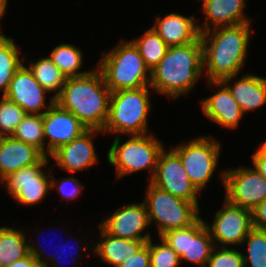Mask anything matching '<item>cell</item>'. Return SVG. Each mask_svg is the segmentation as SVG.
Instances as JSON below:
<instances>
[{"label": "cell", "mask_w": 266, "mask_h": 267, "mask_svg": "<svg viewBox=\"0 0 266 267\" xmlns=\"http://www.w3.org/2000/svg\"><path fill=\"white\" fill-rule=\"evenodd\" d=\"M250 26L251 22H246L201 33L203 69H207L208 81H222L239 74L248 54Z\"/></svg>", "instance_id": "6da1fadb"}, {"label": "cell", "mask_w": 266, "mask_h": 267, "mask_svg": "<svg viewBox=\"0 0 266 267\" xmlns=\"http://www.w3.org/2000/svg\"><path fill=\"white\" fill-rule=\"evenodd\" d=\"M111 91L101 71L94 70L81 77H68L55 102L73 113L88 129L102 130L106 124Z\"/></svg>", "instance_id": "7a4b0ae2"}, {"label": "cell", "mask_w": 266, "mask_h": 267, "mask_svg": "<svg viewBox=\"0 0 266 267\" xmlns=\"http://www.w3.org/2000/svg\"><path fill=\"white\" fill-rule=\"evenodd\" d=\"M203 71V45L200 38L186 45L171 46L151 71L150 88L175 99L189 93Z\"/></svg>", "instance_id": "3957f363"}, {"label": "cell", "mask_w": 266, "mask_h": 267, "mask_svg": "<svg viewBox=\"0 0 266 267\" xmlns=\"http://www.w3.org/2000/svg\"><path fill=\"white\" fill-rule=\"evenodd\" d=\"M97 68L111 92L150 85L151 71L131 40L121 41L112 50L103 53Z\"/></svg>", "instance_id": "277c9868"}, {"label": "cell", "mask_w": 266, "mask_h": 267, "mask_svg": "<svg viewBox=\"0 0 266 267\" xmlns=\"http://www.w3.org/2000/svg\"><path fill=\"white\" fill-rule=\"evenodd\" d=\"M149 86L111 93L109 113L104 132L120 135L149 133L148 115L151 108Z\"/></svg>", "instance_id": "5b68a950"}, {"label": "cell", "mask_w": 266, "mask_h": 267, "mask_svg": "<svg viewBox=\"0 0 266 267\" xmlns=\"http://www.w3.org/2000/svg\"><path fill=\"white\" fill-rule=\"evenodd\" d=\"M130 138L121 143L116 136L108 151V162L115 166L117 178L149 170L150 182L155 174L157 159L164 149L163 143L151 133L128 135Z\"/></svg>", "instance_id": "8992f818"}, {"label": "cell", "mask_w": 266, "mask_h": 267, "mask_svg": "<svg viewBox=\"0 0 266 267\" xmlns=\"http://www.w3.org/2000/svg\"><path fill=\"white\" fill-rule=\"evenodd\" d=\"M147 187L144 203L149 223L156 222L159 236L170 230L188 227L200 218L199 203L178 198L151 182Z\"/></svg>", "instance_id": "52a82bcc"}, {"label": "cell", "mask_w": 266, "mask_h": 267, "mask_svg": "<svg viewBox=\"0 0 266 267\" xmlns=\"http://www.w3.org/2000/svg\"><path fill=\"white\" fill-rule=\"evenodd\" d=\"M221 145L210 136L196 137L171 149L179 156L190 181L201 193L218 167Z\"/></svg>", "instance_id": "ba28073f"}, {"label": "cell", "mask_w": 266, "mask_h": 267, "mask_svg": "<svg viewBox=\"0 0 266 267\" xmlns=\"http://www.w3.org/2000/svg\"><path fill=\"white\" fill-rule=\"evenodd\" d=\"M159 237L178 254L180 262L185 260L201 267H206L217 247L202 218L188 227L170 230Z\"/></svg>", "instance_id": "9c48e42d"}, {"label": "cell", "mask_w": 266, "mask_h": 267, "mask_svg": "<svg viewBox=\"0 0 266 267\" xmlns=\"http://www.w3.org/2000/svg\"><path fill=\"white\" fill-rule=\"evenodd\" d=\"M221 178L225 199L233 205L252 210L266 199V178L255 168L224 170Z\"/></svg>", "instance_id": "30bf717a"}, {"label": "cell", "mask_w": 266, "mask_h": 267, "mask_svg": "<svg viewBox=\"0 0 266 267\" xmlns=\"http://www.w3.org/2000/svg\"><path fill=\"white\" fill-rule=\"evenodd\" d=\"M48 163L49 157L45 156L39 163L11 173L1 183L6 184L8 193L20 204L40 203L51 189V169L48 172L42 170Z\"/></svg>", "instance_id": "8fae6325"}, {"label": "cell", "mask_w": 266, "mask_h": 267, "mask_svg": "<svg viewBox=\"0 0 266 267\" xmlns=\"http://www.w3.org/2000/svg\"><path fill=\"white\" fill-rule=\"evenodd\" d=\"M223 208L216 211L213 224L207 225L214 244L220 247L242 245L248 233L253 229L252 210L229 203L224 198ZM218 242V243H215Z\"/></svg>", "instance_id": "7c38bea8"}, {"label": "cell", "mask_w": 266, "mask_h": 267, "mask_svg": "<svg viewBox=\"0 0 266 267\" xmlns=\"http://www.w3.org/2000/svg\"><path fill=\"white\" fill-rule=\"evenodd\" d=\"M150 182L178 198L198 203L197 195L201 193L190 181L179 156L172 149H163L160 152L156 171Z\"/></svg>", "instance_id": "4fadbf2b"}, {"label": "cell", "mask_w": 266, "mask_h": 267, "mask_svg": "<svg viewBox=\"0 0 266 267\" xmlns=\"http://www.w3.org/2000/svg\"><path fill=\"white\" fill-rule=\"evenodd\" d=\"M46 93L48 91L36 81L29 68L23 64L12 77L4 96L19 105L27 114L43 115L55 103V97L52 96L46 108Z\"/></svg>", "instance_id": "5bb4252c"}, {"label": "cell", "mask_w": 266, "mask_h": 267, "mask_svg": "<svg viewBox=\"0 0 266 267\" xmlns=\"http://www.w3.org/2000/svg\"><path fill=\"white\" fill-rule=\"evenodd\" d=\"M88 128L71 112L56 102L43 114L44 139H48L46 156L60 146L74 141Z\"/></svg>", "instance_id": "9a60e30c"}, {"label": "cell", "mask_w": 266, "mask_h": 267, "mask_svg": "<svg viewBox=\"0 0 266 267\" xmlns=\"http://www.w3.org/2000/svg\"><path fill=\"white\" fill-rule=\"evenodd\" d=\"M109 235L118 238L134 239L147 243L151 236L142 235L150 226L144 202L124 205L99 224Z\"/></svg>", "instance_id": "2e32d148"}, {"label": "cell", "mask_w": 266, "mask_h": 267, "mask_svg": "<svg viewBox=\"0 0 266 267\" xmlns=\"http://www.w3.org/2000/svg\"><path fill=\"white\" fill-rule=\"evenodd\" d=\"M100 132L103 131L88 129L74 141L57 148L49 157L59 168L70 173L91 167L98 161L92 136Z\"/></svg>", "instance_id": "e0dca14e"}, {"label": "cell", "mask_w": 266, "mask_h": 267, "mask_svg": "<svg viewBox=\"0 0 266 267\" xmlns=\"http://www.w3.org/2000/svg\"><path fill=\"white\" fill-rule=\"evenodd\" d=\"M208 84L218 87V91L201 101L203 114L227 129H235L239 125L243 111L232 97L228 87L222 81H207Z\"/></svg>", "instance_id": "ac0fdd59"}, {"label": "cell", "mask_w": 266, "mask_h": 267, "mask_svg": "<svg viewBox=\"0 0 266 267\" xmlns=\"http://www.w3.org/2000/svg\"><path fill=\"white\" fill-rule=\"evenodd\" d=\"M45 155L36 147L13 136L0 137V181L11 173L39 163Z\"/></svg>", "instance_id": "d6986e66"}, {"label": "cell", "mask_w": 266, "mask_h": 267, "mask_svg": "<svg viewBox=\"0 0 266 267\" xmlns=\"http://www.w3.org/2000/svg\"><path fill=\"white\" fill-rule=\"evenodd\" d=\"M194 16L185 17L171 13L164 18L156 17L152 28L164 40L168 47L181 46L196 42L200 38L199 24Z\"/></svg>", "instance_id": "ffe728a7"}, {"label": "cell", "mask_w": 266, "mask_h": 267, "mask_svg": "<svg viewBox=\"0 0 266 267\" xmlns=\"http://www.w3.org/2000/svg\"><path fill=\"white\" fill-rule=\"evenodd\" d=\"M236 76L227 77L222 82L228 87L243 113L247 114L251 110L264 106L266 104V78L249 73L239 78L233 86L229 85Z\"/></svg>", "instance_id": "44dd1931"}, {"label": "cell", "mask_w": 266, "mask_h": 267, "mask_svg": "<svg viewBox=\"0 0 266 267\" xmlns=\"http://www.w3.org/2000/svg\"><path fill=\"white\" fill-rule=\"evenodd\" d=\"M245 3V0H209L202 4L206 20L202 23L203 27L198 26L200 33L211 30L209 22L214 28L251 22L250 18L243 13Z\"/></svg>", "instance_id": "7402d4cb"}, {"label": "cell", "mask_w": 266, "mask_h": 267, "mask_svg": "<svg viewBox=\"0 0 266 267\" xmlns=\"http://www.w3.org/2000/svg\"><path fill=\"white\" fill-rule=\"evenodd\" d=\"M100 240L92 250L102 261L113 267L120 266L123 262L134 256L136 252L145 244L144 241L118 238L109 235L99 224Z\"/></svg>", "instance_id": "603a6c76"}, {"label": "cell", "mask_w": 266, "mask_h": 267, "mask_svg": "<svg viewBox=\"0 0 266 267\" xmlns=\"http://www.w3.org/2000/svg\"><path fill=\"white\" fill-rule=\"evenodd\" d=\"M25 232L21 229L0 227V267H8L29 254Z\"/></svg>", "instance_id": "cb8c5ba5"}, {"label": "cell", "mask_w": 266, "mask_h": 267, "mask_svg": "<svg viewBox=\"0 0 266 267\" xmlns=\"http://www.w3.org/2000/svg\"><path fill=\"white\" fill-rule=\"evenodd\" d=\"M19 49L13 39L0 32V91L8 90L15 72L23 65L25 57L20 58Z\"/></svg>", "instance_id": "d4e9b609"}, {"label": "cell", "mask_w": 266, "mask_h": 267, "mask_svg": "<svg viewBox=\"0 0 266 267\" xmlns=\"http://www.w3.org/2000/svg\"><path fill=\"white\" fill-rule=\"evenodd\" d=\"M30 63L27 67L36 81L48 92H54L56 98L65 84L64 74L54 65L49 56L41 58L37 62L30 61Z\"/></svg>", "instance_id": "484cf974"}, {"label": "cell", "mask_w": 266, "mask_h": 267, "mask_svg": "<svg viewBox=\"0 0 266 267\" xmlns=\"http://www.w3.org/2000/svg\"><path fill=\"white\" fill-rule=\"evenodd\" d=\"M54 65L68 77H81L90 71L79 72L82 64V52L75 45L61 44L56 46L50 53Z\"/></svg>", "instance_id": "4316f807"}, {"label": "cell", "mask_w": 266, "mask_h": 267, "mask_svg": "<svg viewBox=\"0 0 266 267\" xmlns=\"http://www.w3.org/2000/svg\"><path fill=\"white\" fill-rule=\"evenodd\" d=\"M131 41L139 49L140 55L150 71L163 59L169 48L152 27L146 30L140 38Z\"/></svg>", "instance_id": "83f0119b"}, {"label": "cell", "mask_w": 266, "mask_h": 267, "mask_svg": "<svg viewBox=\"0 0 266 267\" xmlns=\"http://www.w3.org/2000/svg\"><path fill=\"white\" fill-rule=\"evenodd\" d=\"M12 136L39 149L46 156V140L43 132V115L27 114L17 125Z\"/></svg>", "instance_id": "f1b7e54d"}, {"label": "cell", "mask_w": 266, "mask_h": 267, "mask_svg": "<svg viewBox=\"0 0 266 267\" xmlns=\"http://www.w3.org/2000/svg\"><path fill=\"white\" fill-rule=\"evenodd\" d=\"M247 253L243 254L244 266L266 267V230L253 228L246 236Z\"/></svg>", "instance_id": "f546056e"}, {"label": "cell", "mask_w": 266, "mask_h": 267, "mask_svg": "<svg viewBox=\"0 0 266 267\" xmlns=\"http://www.w3.org/2000/svg\"><path fill=\"white\" fill-rule=\"evenodd\" d=\"M27 113L16 103L2 95L0 99V137L12 136Z\"/></svg>", "instance_id": "4dcf8cb0"}, {"label": "cell", "mask_w": 266, "mask_h": 267, "mask_svg": "<svg viewBox=\"0 0 266 267\" xmlns=\"http://www.w3.org/2000/svg\"><path fill=\"white\" fill-rule=\"evenodd\" d=\"M161 243L153 244L152 239L148 241L150 252V267H178L180 257L161 238Z\"/></svg>", "instance_id": "1f68e13d"}, {"label": "cell", "mask_w": 266, "mask_h": 267, "mask_svg": "<svg viewBox=\"0 0 266 267\" xmlns=\"http://www.w3.org/2000/svg\"><path fill=\"white\" fill-rule=\"evenodd\" d=\"M217 247L212 251L210 258L208 259L207 267H245L243 254L235 248Z\"/></svg>", "instance_id": "d6a6232c"}, {"label": "cell", "mask_w": 266, "mask_h": 267, "mask_svg": "<svg viewBox=\"0 0 266 267\" xmlns=\"http://www.w3.org/2000/svg\"><path fill=\"white\" fill-rule=\"evenodd\" d=\"M55 187H57L58 192L61 194L63 199L74 201V199L80 194L83 185L79 183L78 178L67 177L59 182V180H55L51 175V189Z\"/></svg>", "instance_id": "836d02e7"}, {"label": "cell", "mask_w": 266, "mask_h": 267, "mask_svg": "<svg viewBox=\"0 0 266 267\" xmlns=\"http://www.w3.org/2000/svg\"><path fill=\"white\" fill-rule=\"evenodd\" d=\"M118 267H150V252L148 242L145 243L134 256Z\"/></svg>", "instance_id": "e575fe53"}, {"label": "cell", "mask_w": 266, "mask_h": 267, "mask_svg": "<svg viewBox=\"0 0 266 267\" xmlns=\"http://www.w3.org/2000/svg\"><path fill=\"white\" fill-rule=\"evenodd\" d=\"M253 228L266 230V199L252 209Z\"/></svg>", "instance_id": "d590c367"}, {"label": "cell", "mask_w": 266, "mask_h": 267, "mask_svg": "<svg viewBox=\"0 0 266 267\" xmlns=\"http://www.w3.org/2000/svg\"><path fill=\"white\" fill-rule=\"evenodd\" d=\"M40 245V244H39ZM37 247L38 248H40L39 246H35V245H33V244H31L30 243V239H29V241H28V248H29V253H31L32 254V256L34 257V258H36V260L42 265V266H44V267H49L48 265H49V263L47 262V260H49L50 262L53 260V258H55V256H56V254L55 255H52V256H48V258H50V259H48L47 257H46V261H45V250L44 251H42V252H40L39 251V249H37ZM44 255V260H42L43 258H41L43 255Z\"/></svg>", "instance_id": "8d00e7d4"}, {"label": "cell", "mask_w": 266, "mask_h": 267, "mask_svg": "<svg viewBox=\"0 0 266 267\" xmlns=\"http://www.w3.org/2000/svg\"><path fill=\"white\" fill-rule=\"evenodd\" d=\"M8 267H44L42 266L36 258L32 256L31 253H29L24 258H21L19 260H16L14 263H12Z\"/></svg>", "instance_id": "74e56055"}, {"label": "cell", "mask_w": 266, "mask_h": 267, "mask_svg": "<svg viewBox=\"0 0 266 267\" xmlns=\"http://www.w3.org/2000/svg\"><path fill=\"white\" fill-rule=\"evenodd\" d=\"M254 168L266 178V158L262 157L257 151L252 154Z\"/></svg>", "instance_id": "f35d334b"}, {"label": "cell", "mask_w": 266, "mask_h": 267, "mask_svg": "<svg viewBox=\"0 0 266 267\" xmlns=\"http://www.w3.org/2000/svg\"><path fill=\"white\" fill-rule=\"evenodd\" d=\"M8 0H0V18L5 14Z\"/></svg>", "instance_id": "ab89813d"}, {"label": "cell", "mask_w": 266, "mask_h": 267, "mask_svg": "<svg viewBox=\"0 0 266 267\" xmlns=\"http://www.w3.org/2000/svg\"><path fill=\"white\" fill-rule=\"evenodd\" d=\"M257 152L264 158H266V141L261 144V146L259 147V149L257 150Z\"/></svg>", "instance_id": "60d3db41"}, {"label": "cell", "mask_w": 266, "mask_h": 267, "mask_svg": "<svg viewBox=\"0 0 266 267\" xmlns=\"http://www.w3.org/2000/svg\"><path fill=\"white\" fill-rule=\"evenodd\" d=\"M64 248H66L65 245H64V247H63L62 249H60V250L62 251ZM63 251H65V250H63ZM71 254H72V252H71ZM74 256H76V255H74ZM56 257H57V258H56ZM59 260H60L59 256H55V258H53V260L51 261V263L54 265L53 267H57L58 264H60V263H59Z\"/></svg>", "instance_id": "b9f144b4"}, {"label": "cell", "mask_w": 266, "mask_h": 267, "mask_svg": "<svg viewBox=\"0 0 266 267\" xmlns=\"http://www.w3.org/2000/svg\"><path fill=\"white\" fill-rule=\"evenodd\" d=\"M201 1L203 4H205L206 2H208L209 0H199Z\"/></svg>", "instance_id": "7bdbcfd3"}]
</instances>
